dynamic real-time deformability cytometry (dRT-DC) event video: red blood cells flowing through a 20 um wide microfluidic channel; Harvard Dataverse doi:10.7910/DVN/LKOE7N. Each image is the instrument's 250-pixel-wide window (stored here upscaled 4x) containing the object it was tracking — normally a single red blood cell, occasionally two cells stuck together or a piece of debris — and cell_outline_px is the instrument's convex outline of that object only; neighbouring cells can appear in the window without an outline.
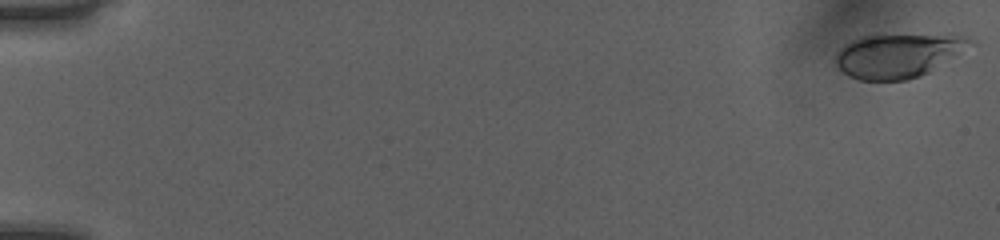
{"species": "human", "species_latin": "Homo sapiens", "temperature_condition": "room temperature", "stored_images_in_passage": 52, "camera_frame_rate_fps": 3000, "um_per_image_px": 0.085, "donor": {"sex": "female"}, "frame": {"image": 1, "passage_image": 1, "time_ms": 0.0, "image_size_px": [1000, 240], "cell_outline_px": [[976, 44], [928, 72], [920, 76], [908, 80], [860, 80], [848, 76], [836, 64], [836, 52], [844, 44], [860, 36], [880, 32], [952, 32], [964, 36], [972, 40]], "centroid_in_image_um": [76.41, 4.61], "position_along_channel_um": 8.6, "area_um2": 36.41}}
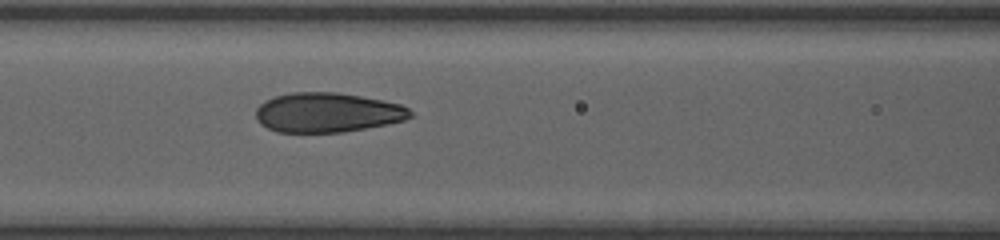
{"frame": {"image": 2, "passage_image": 24, "time_ms": 7.667, "image_size_px": [1000, 240], "cell_outline_px": [[416, 116], [404, 120], [344, 132], [276, 132], [260, 124], [256, 120], [256, 108], [264, 100], [276, 96], [292, 92], [336, 92], [384, 100], [400, 104], [408, 108]], "centroid_in_image_um": [27.82, 9.56], "position_along_channel_um": 138.8, "area_um2": 35.72}}
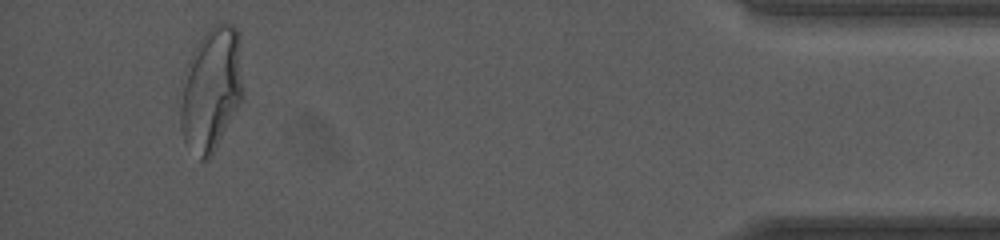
{"frame": {"image": 3, "passage_image": 49, "time_ms": 16.0, "image_size_px": [1000, 240], "cell_outline_px": [[244, 100], [212, 156], [208, 160], [200, 160], [184, 144], [180, 128], [180, 84], [184, 72], [196, 44], [208, 28], [212, 24], [220, 20], [224, 20], [232, 24], [236, 28], [240, 36], [244, 88]], "centroid_in_image_um": [17.98, 7.58], "position_along_channel_um": 417.2, "area_um2": 47.16}, "authors_computed_cell_mechanics": {"area_um2": 35.6337, "velocity_mm_per_s": 4.0628, "shape_relaxation_time_tau1_ms": 4.9497, "shape_relaxation_time_tau2_ms": 0.7126, "deformation_change_tau1": 0.1889, "deformation_change_tau2": 0.0631}}